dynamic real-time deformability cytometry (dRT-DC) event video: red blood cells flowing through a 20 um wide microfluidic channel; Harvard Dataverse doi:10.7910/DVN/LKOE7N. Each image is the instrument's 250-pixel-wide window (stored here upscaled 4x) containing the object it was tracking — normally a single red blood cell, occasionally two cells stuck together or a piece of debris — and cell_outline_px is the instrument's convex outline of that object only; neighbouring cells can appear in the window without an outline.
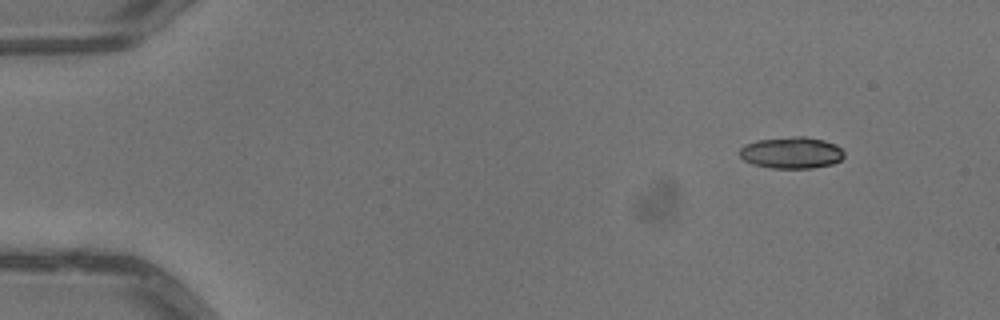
{"species": "common noctule bat (a hibernating species)", "species_latin": "Nyctalus noctula", "temperature_condition": "warm", "stored_images_in_passage": 4, "camera_frame_rate_fps": 3000, "um_per_image_px": 0.085, "animal": {"sex": "male", "body_mass_g": 13.3}, "frame": {"image": 1, "passage_image": 1, "time_ms": 0.0, "image_size_px": [1000, 320], "cell_outline_px": [[844, 156], [840, 160], [832, 164], [812, 168], [772, 168], [752, 164], [744, 160], [740, 156], [740, 148], [744, 144], [756, 140], [796, 136], [804, 136], [824, 140], [836, 144], [844, 152]], "centroid_in_image_um": [67.27, 12.97], "position_along_channel_um": 17.7, "area_um2": 19.31}}
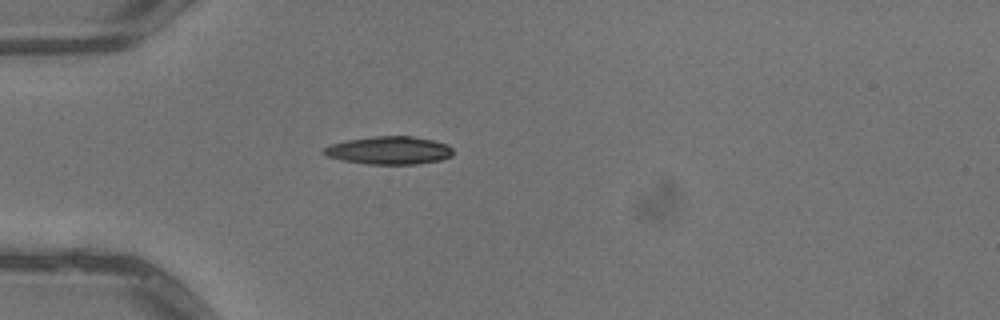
{"frame": {"image": 2, "passage_image": 4, "time_ms": 1.0, "image_size_px": [1000, 320], "cell_outline_px": [[452, 156], [440, 160], [416, 164], [368, 164], [344, 160], [324, 156], [320, 152], [328, 144], [344, 140], [376, 136], [412, 136], [432, 140], [448, 144], [452, 148]], "centroid_in_image_um": [33.03, 12.77], "position_along_channel_um": 52.0, "area_um2": 21.21}}